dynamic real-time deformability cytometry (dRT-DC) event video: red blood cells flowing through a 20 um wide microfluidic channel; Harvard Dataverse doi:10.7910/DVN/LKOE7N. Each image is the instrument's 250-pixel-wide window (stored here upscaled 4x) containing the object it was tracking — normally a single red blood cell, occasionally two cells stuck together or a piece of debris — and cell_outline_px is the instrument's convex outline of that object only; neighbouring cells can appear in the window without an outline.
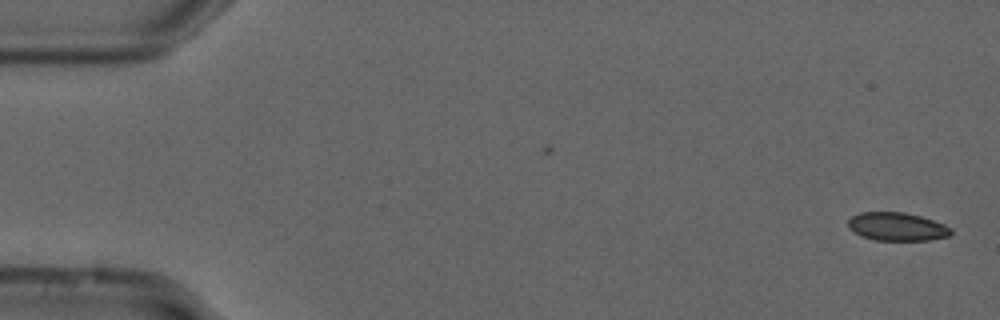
{"species": "common noctule bat (a hibernating species)", "species_latin": "Nyctalus noctula", "temperature_condition": "cold", "stored_images_in_passage": 18, "camera_frame_rate_fps": 3000, "um_per_image_px": 0.085, "animal": {"sex": "male", "forearm_length_mm": 52.5}, "frame": {"image": 1, "passage_image": 1, "time_ms": 0.0, "image_size_px": [1000, 320], "cell_outline_px": [[952, 232], [948, 236], [928, 240], [876, 240], [864, 236], [848, 228], [848, 220], [852, 216], [860, 212], [904, 212], [920, 216], [944, 224], [952, 228]], "centroid_in_image_um": [76.25, 19.25], "position_along_channel_um": 8.7, "area_um2": 16.76}}
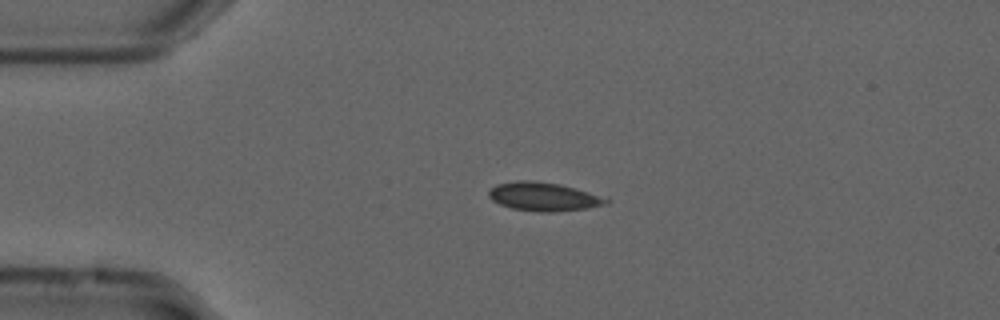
{"frame": {"image": 2, "passage_image": 12, "time_ms": 3.667, "image_size_px": [1000, 320], "cell_outline_px": [[608, 204], [588, 208], [556, 212], [540, 212], [512, 208], [500, 204], [492, 200], [488, 196], [488, 192], [496, 184], [516, 180], [532, 180], [560, 184], [608, 196]], "centroid_in_image_um": [46.26, 16.71], "position_along_channel_um": 38.7, "area_um2": 19.88}}
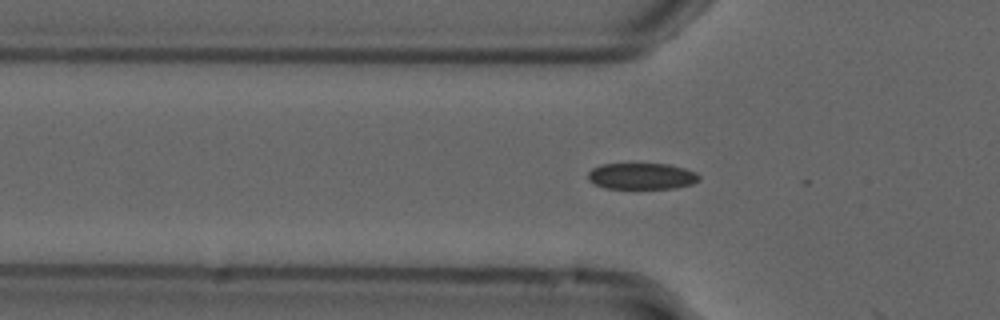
{"frame": {"image": 3, "passage_image": 17, "time_ms": 5.333, "image_size_px": [1000, 320], "cell_outline_px": [[700, 180], [692, 184], [676, 188], [604, 188], [592, 184], [588, 180], [588, 172], [592, 168], [600, 164], [668, 164], [684, 168], [696, 172], [700, 176]], "centroid_in_image_um": [54.53, 14.97], "position_along_channel_um": 71.3, "area_um2": 17.17}}